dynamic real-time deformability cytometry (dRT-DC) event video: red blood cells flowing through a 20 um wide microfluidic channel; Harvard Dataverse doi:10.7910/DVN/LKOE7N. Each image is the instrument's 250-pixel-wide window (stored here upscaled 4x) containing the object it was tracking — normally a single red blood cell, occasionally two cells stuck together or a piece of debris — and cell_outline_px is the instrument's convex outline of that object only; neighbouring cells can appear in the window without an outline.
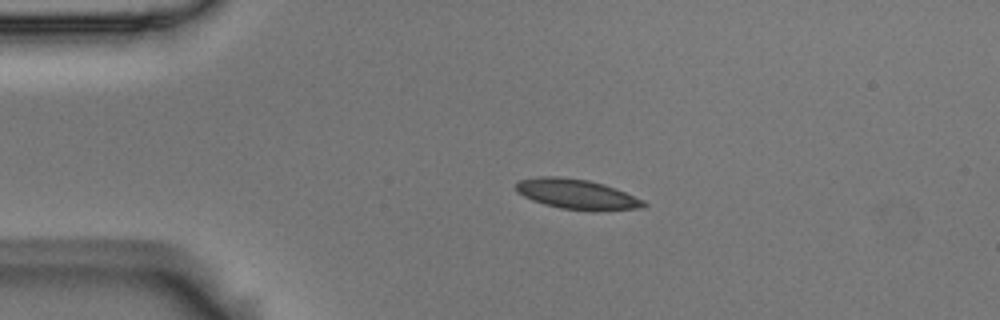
{"species": "Egyptian fruit bat (a non-hibernating species)", "species_latin": "Rousettus aegyptiacus", "temperature_condition": "room temperature", "stored_images_in_passage": 44, "camera_frame_rate_fps": 3000, "um_per_image_px": 0.085, "animal": {"sex": "male"}, "frame": {"image": 1, "passage_image": 1, "time_ms": 0.0, "image_size_px": [1000, 320], "cell_outline_px": [[648, 204], [644, 208], [596, 212], [592, 212], [560, 208], [544, 204], [532, 200], [516, 192], [516, 184], [520, 180], [540, 176], [556, 176], [588, 180], [604, 184], [616, 188], [644, 200]], "centroid_in_image_um": [49.08, 16.53], "position_along_channel_um": 35.9, "area_um2": 22.72}}
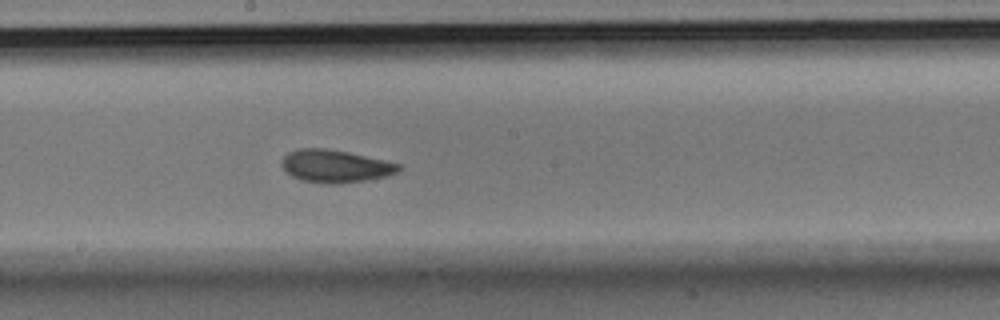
{"frame": {"image": 2, "passage_image": 19, "time_ms": 6.0, "image_size_px": [1000, 320], "cell_outline_px": [[400, 168], [396, 172], [388, 176], [340, 184], [324, 184], [300, 180], [292, 176], [284, 168], [284, 156], [288, 152], [300, 148], [328, 148], [348, 152], [384, 160], [400, 164]], "centroid_in_image_um": [28.5, 14.13], "position_along_channel_um": 219.7, "area_um2": 22.08}}
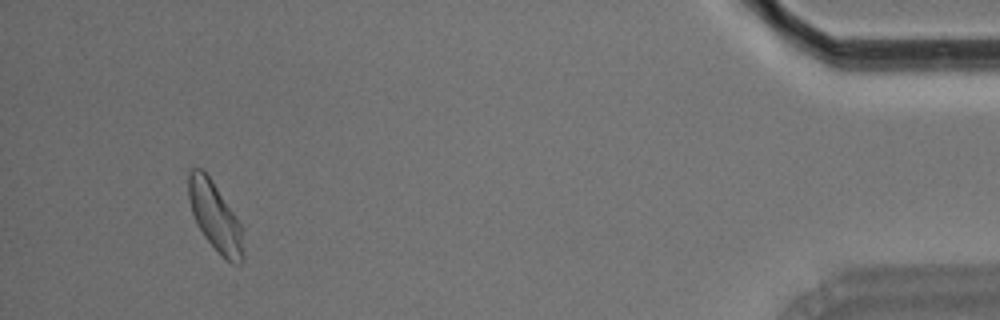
{"frame": {"image": 3, "passage_image": 41, "time_ms": 13.333, "image_size_px": [1000, 320], "cell_outline_px": [[244, 260], [240, 264], [232, 264], [204, 236], [196, 224], [192, 212], [188, 196], [188, 172], [192, 168], [200, 168], [208, 176], [240, 224], [244, 252]], "centroid_in_image_um": [18.26, 18.43], "position_along_channel_um": 416.9, "area_um2": 21.21}, "authors_computed_cell_mechanics": {"area_um2": 21.7617, "velocity_mm_per_s": 3.6468, "shape_relaxation_time_tau1_ms": 4.9565, "shape_relaxation_time_tau2_ms": 3.7183, "deformation_change_tau1": 0.1166, "deformation_change_tau2": 0.0899}}